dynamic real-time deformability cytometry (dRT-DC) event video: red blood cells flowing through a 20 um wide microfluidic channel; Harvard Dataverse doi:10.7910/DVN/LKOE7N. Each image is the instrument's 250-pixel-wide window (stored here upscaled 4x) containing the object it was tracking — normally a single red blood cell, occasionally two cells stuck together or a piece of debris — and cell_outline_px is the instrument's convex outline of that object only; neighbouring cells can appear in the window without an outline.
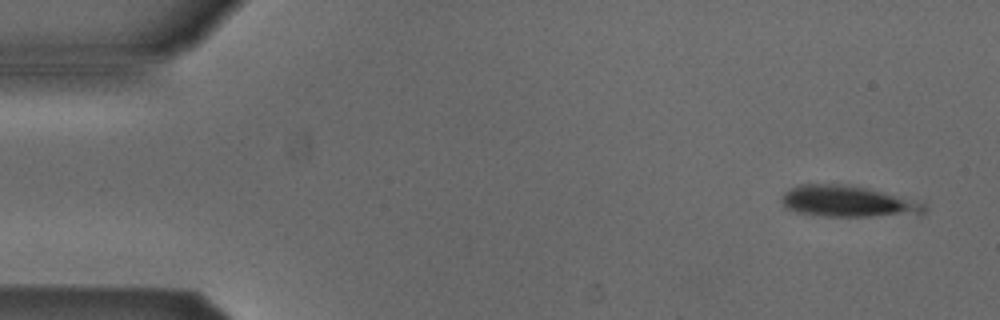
{"species": "Egyptian fruit bat (a non-hibernating species)", "species_latin": "Rousettus aegyptiacus", "temperature_condition": "cold", "stored_images_in_passage": 4, "camera_frame_rate_fps": 3000, "um_per_image_px": 0.085, "animal": {"sex": "male"}, "frame": {"image": 1, "passage_image": 1, "time_ms": 0.0, "image_size_px": [1000, 320], "cell_outline_px": [[928, 208], [920, 216], [824, 216], [796, 212], [784, 208], [780, 200], [780, 196], [788, 188], [800, 184], [840, 184], [868, 188], [924, 204]], "centroid_in_image_um": [72.02, 17.14], "position_along_channel_um": 13.0, "area_um2": 26.18}}